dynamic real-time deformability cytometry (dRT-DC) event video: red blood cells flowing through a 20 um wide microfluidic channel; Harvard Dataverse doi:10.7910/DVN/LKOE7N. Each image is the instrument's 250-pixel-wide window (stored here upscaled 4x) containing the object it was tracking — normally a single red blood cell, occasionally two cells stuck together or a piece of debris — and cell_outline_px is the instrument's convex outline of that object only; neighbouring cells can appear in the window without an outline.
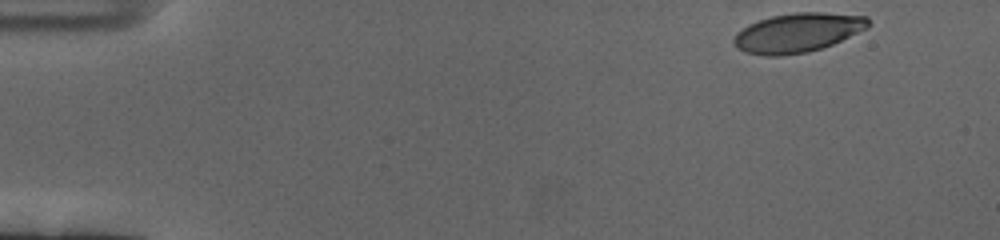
{"species": "human", "species_latin": "Homo sapiens", "temperature_condition": "cold", "stored_images_in_passage": 56, "camera_frame_rate_fps": 3000, "um_per_image_px": 0.085, "donor": {"sex": "female"}, "frame": {"image": 1, "passage_image": 1, "time_ms": 0.0, "image_size_px": [1000, 240], "cell_outline_px": [[868, 24], [840, 40], [816, 48], [800, 52], [752, 52], [740, 48], [736, 44], [736, 36], [744, 28], [760, 20], [776, 16], [864, 16], [868, 20]], "centroid_in_image_um": [67.76, 2.79], "position_along_channel_um": 17.2, "area_um2": 26.18}}
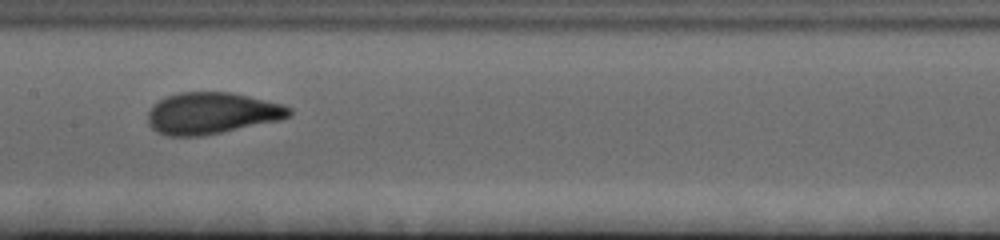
{"frame": {"image": 2, "passage_image": 27, "time_ms": 8.667, "image_size_px": [1000, 240], "cell_outline_px": [[288, 112], [284, 116], [212, 132], [164, 132], [156, 128], [152, 124], [152, 112], [164, 100], [172, 96], [196, 92], [216, 92], [240, 96], [288, 108]], "centroid_in_image_um": [17.97, 9.56], "position_along_channel_um": 189.4, "area_um2": 28.61}}
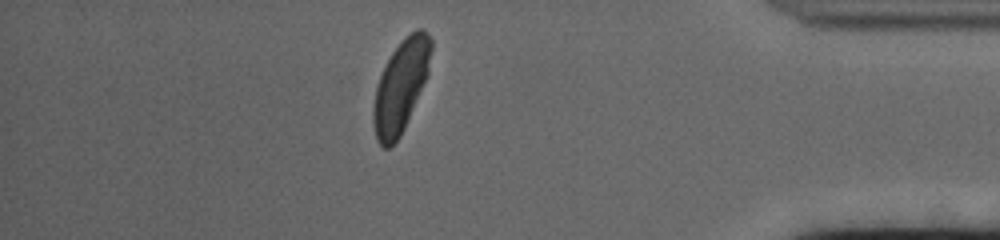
{"frame": {"image": 3, "passage_image": 49, "time_ms": 16.0, "image_size_px": [1000, 240], "cell_outline_px": [[432, 44], [424, 80], [404, 124], [396, 140], [388, 148], [384, 148], [380, 144], [376, 136], [376, 92], [384, 68], [388, 60], [396, 48], [412, 32], [424, 32], [428, 36]], "centroid_in_image_um": [34.06, 7.31], "position_along_channel_um": 401.1, "area_um2": 27.69}, "authors_computed_cell_mechanics": {"area_um2": 28.4665, "velocity_mm_per_s": 3.3444, "shape_relaxation_time_tau1_ms": 3.1736, "shape_relaxation_time_tau2_ms": null, "deformation_change_tau1": 0.1793, "deformation_change_tau2": null}}